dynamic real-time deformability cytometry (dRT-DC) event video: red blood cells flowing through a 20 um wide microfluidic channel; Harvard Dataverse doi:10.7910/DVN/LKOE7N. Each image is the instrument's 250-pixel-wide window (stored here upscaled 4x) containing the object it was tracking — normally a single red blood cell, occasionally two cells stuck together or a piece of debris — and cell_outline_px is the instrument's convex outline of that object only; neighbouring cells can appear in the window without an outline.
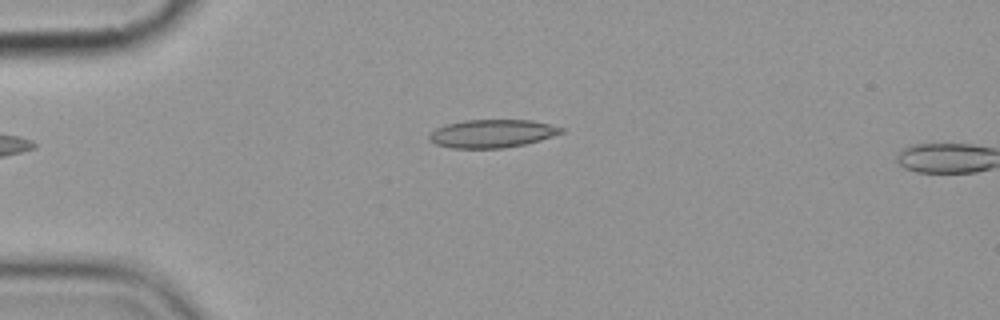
{"species": "common noctule bat (a hibernating species)", "species_latin": "Nyctalus noctula", "temperature_condition": "cold", "stored_images_in_passage": 3, "camera_frame_rate_fps": 3000, "um_per_image_px": 0.085, "animal": {"sex": "female", "body_mass_g": 19.9}, "frame": {"image": 1, "passage_image": 3, "time_ms": 2.333, "image_size_px": [1000, 320], "cell_outline_px": [[564, 132], [540, 140], [524, 144], [504, 148], [452, 148], [436, 144], [428, 140], [428, 136], [436, 128], [448, 124], [464, 120], [532, 120], [564, 128]], "centroid_in_image_um": [41.82, 11.35], "position_along_channel_um": 43.2, "area_um2": 21.5}}